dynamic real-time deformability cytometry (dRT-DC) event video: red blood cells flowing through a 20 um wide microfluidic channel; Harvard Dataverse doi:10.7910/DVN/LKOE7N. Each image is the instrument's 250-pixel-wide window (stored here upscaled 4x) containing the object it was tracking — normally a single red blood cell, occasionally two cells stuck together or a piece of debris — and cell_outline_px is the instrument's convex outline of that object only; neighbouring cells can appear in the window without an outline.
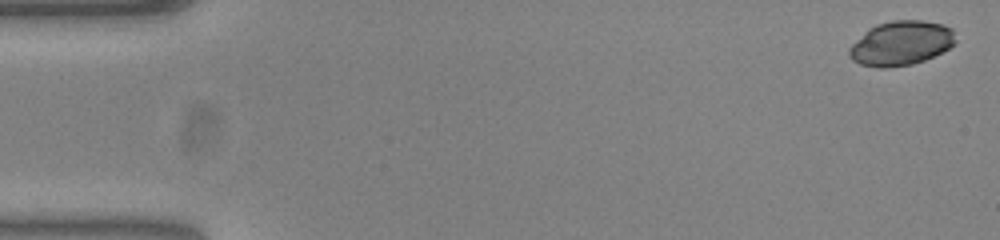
{"species": "common noctule bat (a hibernating species)", "species_latin": "Nyctalus noctula", "temperature_condition": "warm", "stored_images_in_passage": 15, "camera_frame_rate_fps": 3000, "um_per_image_px": 0.085, "animal": {"sex": "female", "body_mass_g": 23.0, "forearm_length_mm": 53.4}, "frame": {"image": 1, "passage_image": 1, "time_ms": 0.0, "image_size_px": [1000, 240], "cell_outline_px": [[956, 40], [948, 48], [924, 60], [912, 64], [884, 68], [880, 68], [860, 64], [852, 60], [848, 56], [848, 48], [868, 28], [876, 24], [892, 20], [924, 20], [944, 24], [952, 28]], "centroid_in_image_um": [76.56, 3.66], "position_along_channel_um": 8.4, "area_um2": 27.57}}
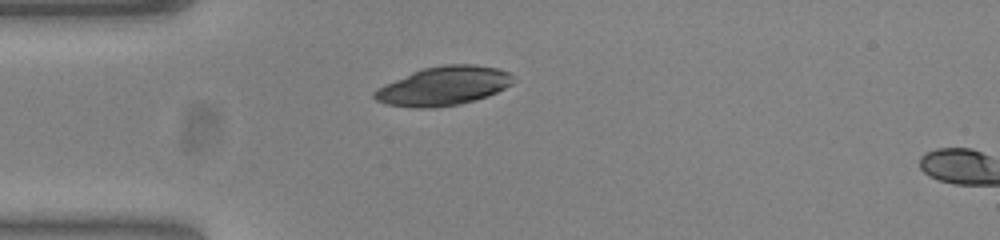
{"frame": {"image": 2, "passage_image": 14, "time_ms": 4.333, "image_size_px": [1000, 240], "cell_outline_px": [[516, 80], [512, 84], [496, 92], [476, 100], [460, 104], [432, 108], [416, 108], [388, 104], [376, 100], [372, 96], [372, 92], [376, 88], [384, 84], [412, 72], [424, 68], [444, 64], [472, 64], [496, 68], [508, 72]], "centroid_in_image_um": [37.68, 7.31], "position_along_channel_um": 47.3, "area_um2": 31.44}}